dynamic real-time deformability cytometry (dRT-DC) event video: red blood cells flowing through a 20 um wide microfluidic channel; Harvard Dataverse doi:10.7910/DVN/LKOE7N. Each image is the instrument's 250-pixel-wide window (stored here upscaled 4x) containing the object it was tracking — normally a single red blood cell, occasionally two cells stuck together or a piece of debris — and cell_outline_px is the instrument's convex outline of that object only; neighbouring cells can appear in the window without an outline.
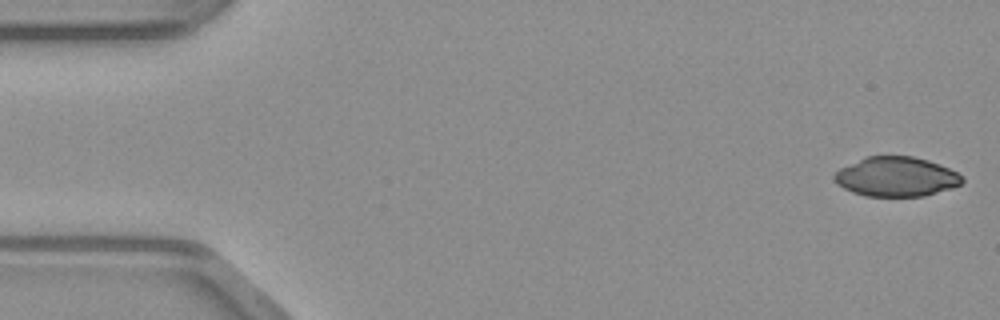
{"species": "common noctule bat (a hibernating species)", "species_latin": "Nyctalus noctula", "temperature_condition": "warm", "stored_images_in_passage": 12, "camera_frame_rate_fps": 3000, "um_per_image_px": 0.085, "animal": {"sex": "male", "body_mass_g": 23.1, "forearm_length_mm": 52.7}, "frame": {"image": 1, "passage_image": 1, "time_ms": 0.0, "image_size_px": [1000, 320], "cell_outline_px": [[964, 180], [960, 184], [952, 188], [924, 196], [864, 196], [852, 192], [836, 184], [832, 180], [832, 176], [840, 168], [868, 156], [912, 156], [928, 160], [948, 168], [956, 172]], "centroid_in_image_um": [76.14, 15.03], "position_along_channel_um": 8.9, "area_um2": 29.36}}